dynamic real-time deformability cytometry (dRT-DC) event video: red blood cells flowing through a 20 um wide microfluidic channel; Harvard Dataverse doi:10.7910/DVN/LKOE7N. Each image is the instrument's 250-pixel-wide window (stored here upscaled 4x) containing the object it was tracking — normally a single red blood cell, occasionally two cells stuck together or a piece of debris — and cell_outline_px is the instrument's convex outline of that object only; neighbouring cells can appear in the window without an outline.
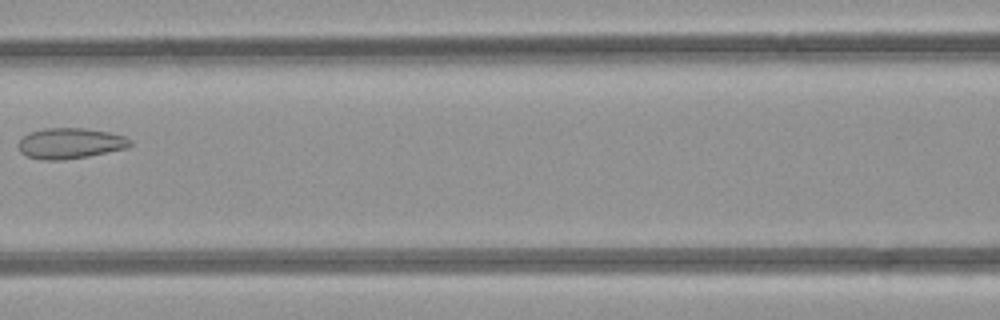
{"species": "common noctule bat (a hibernating species)", "species_latin": "Nyctalus noctula", "temperature_condition": "room temperature", "stored_images_in_passage": 4, "camera_frame_rate_fps": 3000, "um_per_image_px": 0.085, "animal": {"sex": "female", "body_mass_g": 21.9}, "frame": {"image": 1, "passage_image": 4, "time_ms": 3.333, "image_size_px": [1000, 320], "cell_outline_px": [[132, 144], [128, 148], [88, 156], [64, 160], [44, 160], [28, 156], [20, 152], [16, 144], [24, 136], [32, 132], [44, 128], [84, 128], [108, 132], [124, 136], [132, 140]], "centroid_in_image_um": [5.97, 12.19], "position_along_channel_um": 160.6, "area_um2": 20.0}}